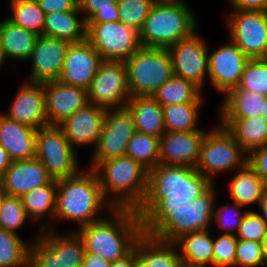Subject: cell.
Returning a JSON list of instances; mask_svg holds the SVG:
<instances>
[{
  "label": "cell",
  "mask_w": 267,
  "mask_h": 267,
  "mask_svg": "<svg viewBox=\"0 0 267 267\" xmlns=\"http://www.w3.org/2000/svg\"><path fill=\"white\" fill-rule=\"evenodd\" d=\"M78 6L86 23L119 21L117 0H78Z\"/></svg>",
  "instance_id": "obj_39"
},
{
  "label": "cell",
  "mask_w": 267,
  "mask_h": 267,
  "mask_svg": "<svg viewBox=\"0 0 267 267\" xmlns=\"http://www.w3.org/2000/svg\"><path fill=\"white\" fill-rule=\"evenodd\" d=\"M213 242L209 230H200L181 235L173 243L185 267L213 266Z\"/></svg>",
  "instance_id": "obj_29"
},
{
  "label": "cell",
  "mask_w": 267,
  "mask_h": 267,
  "mask_svg": "<svg viewBox=\"0 0 267 267\" xmlns=\"http://www.w3.org/2000/svg\"><path fill=\"white\" fill-rule=\"evenodd\" d=\"M214 186L182 210H136L142 220L143 234L173 243L183 234L209 230L214 223Z\"/></svg>",
  "instance_id": "obj_2"
},
{
  "label": "cell",
  "mask_w": 267,
  "mask_h": 267,
  "mask_svg": "<svg viewBox=\"0 0 267 267\" xmlns=\"http://www.w3.org/2000/svg\"><path fill=\"white\" fill-rule=\"evenodd\" d=\"M237 238L235 235L221 234L213 242V267L235 265Z\"/></svg>",
  "instance_id": "obj_46"
},
{
  "label": "cell",
  "mask_w": 267,
  "mask_h": 267,
  "mask_svg": "<svg viewBox=\"0 0 267 267\" xmlns=\"http://www.w3.org/2000/svg\"><path fill=\"white\" fill-rule=\"evenodd\" d=\"M126 107L137 132L157 138L165 132L162 106L152 96L130 97Z\"/></svg>",
  "instance_id": "obj_30"
},
{
  "label": "cell",
  "mask_w": 267,
  "mask_h": 267,
  "mask_svg": "<svg viewBox=\"0 0 267 267\" xmlns=\"http://www.w3.org/2000/svg\"><path fill=\"white\" fill-rule=\"evenodd\" d=\"M206 132L165 131L159 138V164L196 167Z\"/></svg>",
  "instance_id": "obj_18"
},
{
  "label": "cell",
  "mask_w": 267,
  "mask_h": 267,
  "mask_svg": "<svg viewBox=\"0 0 267 267\" xmlns=\"http://www.w3.org/2000/svg\"><path fill=\"white\" fill-rule=\"evenodd\" d=\"M93 170L105 199L113 208L137 210L143 203L148 189V170L133 158L124 155L109 159Z\"/></svg>",
  "instance_id": "obj_4"
},
{
  "label": "cell",
  "mask_w": 267,
  "mask_h": 267,
  "mask_svg": "<svg viewBox=\"0 0 267 267\" xmlns=\"http://www.w3.org/2000/svg\"><path fill=\"white\" fill-rule=\"evenodd\" d=\"M82 13L77 6L74 10L46 14L43 35L66 42L78 43L86 39L87 23L79 18Z\"/></svg>",
  "instance_id": "obj_28"
},
{
  "label": "cell",
  "mask_w": 267,
  "mask_h": 267,
  "mask_svg": "<svg viewBox=\"0 0 267 267\" xmlns=\"http://www.w3.org/2000/svg\"><path fill=\"white\" fill-rule=\"evenodd\" d=\"M184 0H158L140 30L143 47L168 48L197 31L195 13Z\"/></svg>",
  "instance_id": "obj_5"
},
{
  "label": "cell",
  "mask_w": 267,
  "mask_h": 267,
  "mask_svg": "<svg viewBox=\"0 0 267 267\" xmlns=\"http://www.w3.org/2000/svg\"><path fill=\"white\" fill-rule=\"evenodd\" d=\"M110 212L113 206L105 199L93 169L57 181L55 220L76 221L78 228L103 218V208Z\"/></svg>",
  "instance_id": "obj_3"
},
{
  "label": "cell",
  "mask_w": 267,
  "mask_h": 267,
  "mask_svg": "<svg viewBox=\"0 0 267 267\" xmlns=\"http://www.w3.org/2000/svg\"><path fill=\"white\" fill-rule=\"evenodd\" d=\"M156 0H117L119 21L141 30Z\"/></svg>",
  "instance_id": "obj_42"
},
{
  "label": "cell",
  "mask_w": 267,
  "mask_h": 267,
  "mask_svg": "<svg viewBox=\"0 0 267 267\" xmlns=\"http://www.w3.org/2000/svg\"><path fill=\"white\" fill-rule=\"evenodd\" d=\"M69 42L48 37L38 36L34 50L27 59L31 61L29 82L45 83L57 80L61 73Z\"/></svg>",
  "instance_id": "obj_19"
},
{
  "label": "cell",
  "mask_w": 267,
  "mask_h": 267,
  "mask_svg": "<svg viewBox=\"0 0 267 267\" xmlns=\"http://www.w3.org/2000/svg\"><path fill=\"white\" fill-rule=\"evenodd\" d=\"M189 201H169V200H144L137 210H182L187 207Z\"/></svg>",
  "instance_id": "obj_49"
},
{
  "label": "cell",
  "mask_w": 267,
  "mask_h": 267,
  "mask_svg": "<svg viewBox=\"0 0 267 267\" xmlns=\"http://www.w3.org/2000/svg\"><path fill=\"white\" fill-rule=\"evenodd\" d=\"M54 230L53 225L41 226V233L29 243V265L31 267H82L86 250L79 233L70 231L60 234Z\"/></svg>",
  "instance_id": "obj_7"
},
{
  "label": "cell",
  "mask_w": 267,
  "mask_h": 267,
  "mask_svg": "<svg viewBox=\"0 0 267 267\" xmlns=\"http://www.w3.org/2000/svg\"><path fill=\"white\" fill-rule=\"evenodd\" d=\"M12 160L5 150V148L0 144V176L7 170V168L12 164Z\"/></svg>",
  "instance_id": "obj_53"
},
{
  "label": "cell",
  "mask_w": 267,
  "mask_h": 267,
  "mask_svg": "<svg viewBox=\"0 0 267 267\" xmlns=\"http://www.w3.org/2000/svg\"><path fill=\"white\" fill-rule=\"evenodd\" d=\"M110 216L78 228L77 232L87 252L112 262L124 258L134 249L143 228L134 209L113 208Z\"/></svg>",
  "instance_id": "obj_1"
},
{
  "label": "cell",
  "mask_w": 267,
  "mask_h": 267,
  "mask_svg": "<svg viewBox=\"0 0 267 267\" xmlns=\"http://www.w3.org/2000/svg\"><path fill=\"white\" fill-rule=\"evenodd\" d=\"M262 116L267 121V96H266V101H265V104H264Z\"/></svg>",
  "instance_id": "obj_56"
},
{
  "label": "cell",
  "mask_w": 267,
  "mask_h": 267,
  "mask_svg": "<svg viewBox=\"0 0 267 267\" xmlns=\"http://www.w3.org/2000/svg\"><path fill=\"white\" fill-rule=\"evenodd\" d=\"M262 264L266 263L261 243L237 239L235 265L238 267H259Z\"/></svg>",
  "instance_id": "obj_45"
},
{
  "label": "cell",
  "mask_w": 267,
  "mask_h": 267,
  "mask_svg": "<svg viewBox=\"0 0 267 267\" xmlns=\"http://www.w3.org/2000/svg\"><path fill=\"white\" fill-rule=\"evenodd\" d=\"M220 125V126H219ZM206 132L201 145L196 170L214 183L213 176L220 172L242 169L247 164V153L233 136L219 124Z\"/></svg>",
  "instance_id": "obj_9"
},
{
  "label": "cell",
  "mask_w": 267,
  "mask_h": 267,
  "mask_svg": "<svg viewBox=\"0 0 267 267\" xmlns=\"http://www.w3.org/2000/svg\"><path fill=\"white\" fill-rule=\"evenodd\" d=\"M3 64H5V62H4L3 57L1 55V52H0V67L1 66L3 67Z\"/></svg>",
  "instance_id": "obj_58"
},
{
  "label": "cell",
  "mask_w": 267,
  "mask_h": 267,
  "mask_svg": "<svg viewBox=\"0 0 267 267\" xmlns=\"http://www.w3.org/2000/svg\"><path fill=\"white\" fill-rule=\"evenodd\" d=\"M237 88L267 96V59H250Z\"/></svg>",
  "instance_id": "obj_40"
},
{
  "label": "cell",
  "mask_w": 267,
  "mask_h": 267,
  "mask_svg": "<svg viewBox=\"0 0 267 267\" xmlns=\"http://www.w3.org/2000/svg\"><path fill=\"white\" fill-rule=\"evenodd\" d=\"M236 172L229 182V192L233 201L244 207L259 204L266 190L264 181L248 164Z\"/></svg>",
  "instance_id": "obj_32"
},
{
  "label": "cell",
  "mask_w": 267,
  "mask_h": 267,
  "mask_svg": "<svg viewBox=\"0 0 267 267\" xmlns=\"http://www.w3.org/2000/svg\"><path fill=\"white\" fill-rule=\"evenodd\" d=\"M3 200H4V192L0 189V211L2 209Z\"/></svg>",
  "instance_id": "obj_57"
},
{
  "label": "cell",
  "mask_w": 267,
  "mask_h": 267,
  "mask_svg": "<svg viewBox=\"0 0 267 267\" xmlns=\"http://www.w3.org/2000/svg\"><path fill=\"white\" fill-rule=\"evenodd\" d=\"M38 36L6 18L0 21V52L4 62L6 59L27 61L34 50Z\"/></svg>",
  "instance_id": "obj_27"
},
{
  "label": "cell",
  "mask_w": 267,
  "mask_h": 267,
  "mask_svg": "<svg viewBox=\"0 0 267 267\" xmlns=\"http://www.w3.org/2000/svg\"><path fill=\"white\" fill-rule=\"evenodd\" d=\"M44 88L48 125L59 126L89 103L85 88L62 84L57 80L45 82Z\"/></svg>",
  "instance_id": "obj_21"
},
{
  "label": "cell",
  "mask_w": 267,
  "mask_h": 267,
  "mask_svg": "<svg viewBox=\"0 0 267 267\" xmlns=\"http://www.w3.org/2000/svg\"><path fill=\"white\" fill-rule=\"evenodd\" d=\"M87 92L89 103L106 110L126 107L131 97L126 62L102 60Z\"/></svg>",
  "instance_id": "obj_13"
},
{
  "label": "cell",
  "mask_w": 267,
  "mask_h": 267,
  "mask_svg": "<svg viewBox=\"0 0 267 267\" xmlns=\"http://www.w3.org/2000/svg\"><path fill=\"white\" fill-rule=\"evenodd\" d=\"M195 31L191 36L169 46L173 74L193 82L201 90L208 76V49L204 39Z\"/></svg>",
  "instance_id": "obj_15"
},
{
  "label": "cell",
  "mask_w": 267,
  "mask_h": 267,
  "mask_svg": "<svg viewBox=\"0 0 267 267\" xmlns=\"http://www.w3.org/2000/svg\"><path fill=\"white\" fill-rule=\"evenodd\" d=\"M0 144L13 162L35 158L36 129L0 113Z\"/></svg>",
  "instance_id": "obj_24"
},
{
  "label": "cell",
  "mask_w": 267,
  "mask_h": 267,
  "mask_svg": "<svg viewBox=\"0 0 267 267\" xmlns=\"http://www.w3.org/2000/svg\"><path fill=\"white\" fill-rule=\"evenodd\" d=\"M137 264V251L134 248L124 258L111 262L110 267H136Z\"/></svg>",
  "instance_id": "obj_52"
},
{
  "label": "cell",
  "mask_w": 267,
  "mask_h": 267,
  "mask_svg": "<svg viewBox=\"0 0 267 267\" xmlns=\"http://www.w3.org/2000/svg\"><path fill=\"white\" fill-rule=\"evenodd\" d=\"M258 207L261 210V214L258 212V214L263 218V220L266 222L267 224V188L263 193V196L258 204Z\"/></svg>",
  "instance_id": "obj_54"
},
{
  "label": "cell",
  "mask_w": 267,
  "mask_h": 267,
  "mask_svg": "<svg viewBox=\"0 0 267 267\" xmlns=\"http://www.w3.org/2000/svg\"><path fill=\"white\" fill-rule=\"evenodd\" d=\"M267 233V224L255 211L248 210L244 215L235 236L238 240L260 242Z\"/></svg>",
  "instance_id": "obj_44"
},
{
  "label": "cell",
  "mask_w": 267,
  "mask_h": 267,
  "mask_svg": "<svg viewBox=\"0 0 267 267\" xmlns=\"http://www.w3.org/2000/svg\"><path fill=\"white\" fill-rule=\"evenodd\" d=\"M220 124L233 136L248 154L255 148L267 145V121L263 116L220 117Z\"/></svg>",
  "instance_id": "obj_25"
},
{
  "label": "cell",
  "mask_w": 267,
  "mask_h": 267,
  "mask_svg": "<svg viewBox=\"0 0 267 267\" xmlns=\"http://www.w3.org/2000/svg\"><path fill=\"white\" fill-rule=\"evenodd\" d=\"M229 38L249 59H267V11L232 10Z\"/></svg>",
  "instance_id": "obj_12"
},
{
  "label": "cell",
  "mask_w": 267,
  "mask_h": 267,
  "mask_svg": "<svg viewBox=\"0 0 267 267\" xmlns=\"http://www.w3.org/2000/svg\"><path fill=\"white\" fill-rule=\"evenodd\" d=\"M29 247L19 234L0 228V267H26Z\"/></svg>",
  "instance_id": "obj_37"
},
{
  "label": "cell",
  "mask_w": 267,
  "mask_h": 267,
  "mask_svg": "<svg viewBox=\"0 0 267 267\" xmlns=\"http://www.w3.org/2000/svg\"><path fill=\"white\" fill-rule=\"evenodd\" d=\"M53 179L38 158L14 161L0 176V189L10 196L22 197Z\"/></svg>",
  "instance_id": "obj_23"
},
{
  "label": "cell",
  "mask_w": 267,
  "mask_h": 267,
  "mask_svg": "<svg viewBox=\"0 0 267 267\" xmlns=\"http://www.w3.org/2000/svg\"><path fill=\"white\" fill-rule=\"evenodd\" d=\"M27 216L31 220H39L41 217H49L54 220L57 181L35 188L21 197Z\"/></svg>",
  "instance_id": "obj_34"
},
{
  "label": "cell",
  "mask_w": 267,
  "mask_h": 267,
  "mask_svg": "<svg viewBox=\"0 0 267 267\" xmlns=\"http://www.w3.org/2000/svg\"><path fill=\"white\" fill-rule=\"evenodd\" d=\"M11 15L6 19L36 34L43 35L45 14L36 0H11Z\"/></svg>",
  "instance_id": "obj_36"
},
{
  "label": "cell",
  "mask_w": 267,
  "mask_h": 267,
  "mask_svg": "<svg viewBox=\"0 0 267 267\" xmlns=\"http://www.w3.org/2000/svg\"><path fill=\"white\" fill-rule=\"evenodd\" d=\"M219 117H257L263 114L266 96L251 91L230 90L223 98Z\"/></svg>",
  "instance_id": "obj_31"
},
{
  "label": "cell",
  "mask_w": 267,
  "mask_h": 267,
  "mask_svg": "<svg viewBox=\"0 0 267 267\" xmlns=\"http://www.w3.org/2000/svg\"><path fill=\"white\" fill-rule=\"evenodd\" d=\"M135 132L133 116L127 107L107 109L103 129L88 168L94 169L100 162L124 156Z\"/></svg>",
  "instance_id": "obj_14"
},
{
  "label": "cell",
  "mask_w": 267,
  "mask_h": 267,
  "mask_svg": "<svg viewBox=\"0 0 267 267\" xmlns=\"http://www.w3.org/2000/svg\"><path fill=\"white\" fill-rule=\"evenodd\" d=\"M131 97L152 96L173 74L167 48L140 47L127 61Z\"/></svg>",
  "instance_id": "obj_8"
},
{
  "label": "cell",
  "mask_w": 267,
  "mask_h": 267,
  "mask_svg": "<svg viewBox=\"0 0 267 267\" xmlns=\"http://www.w3.org/2000/svg\"><path fill=\"white\" fill-rule=\"evenodd\" d=\"M125 155L149 171L159 164V138L136 131L128 142Z\"/></svg>",
  "instance_id": "obj_38"
},
{
  "label": "cell",
  "mask_w": 267,
  "mask_h": 267,
  "mask_svg": "<svg viewBox=\"0 0 267 267\" xmlns=\"http://www.w3.org/2000/svg\"><path fill=\"white\" fill-rule=\"evenodd\" d=\"M247 164L267 185V145L250 151L247 154Z\"/></svg>",
  "instance_id": "obj_47"
},
{
  "label": "cell",
  "mask_w": 267,
  "mask_h": 267,
  "mask_svg": "<svg viewBox=\"0 0 267 267\" xmlns=\"http://www.w3.org/2000/svg\"><path fill=\"white\" fill-rule=\"evenodd\" d=\"M243 207L244 206L233 202L232 205H220L218 208H216L213 214V221L218 224L217 226L221 228V230H224L222 234L235 235L236 231L239 229L244 215L248 212L247 209L246 211H243ZM227 215L230 219L227 217Z\"/></svg>",
  "instance_id": "obj_43"
},
{
  "label": "cell",
  "mask_w": 267,
  "mask_h": 267,
  "mask_svg": "<svg viewBox=\"0 0 267 267\" xmlns=\"http://www.w3.org/2000/svg\"><path fill=\"white\" fill-rule=\"evenodd\" d=\"M101 61V55L86 39L78 43H71L67 48L57 81L88 89L97 74Z\"/></svg>",
  "instance_id": "obj_17"
},
{
  "label": "cell",
  "mask_w": 267,
  "mask_h": 267,
  "mask_svg": "<svg viewBox=\"0 0 267 267\" xmlns=\"http://www.w3.org/2000/svg\"><path fill=\"white\" fill-rule=\"evenodd\" d=\"M111 261L94 253L85 252L82 267H110Z\"/></svg>",
  "instance_id": "obj_51"
},
{
  "label": "cell",
  "mask_w": 267,
  "mask_h": 267,
  "mask_svg": "<svg viewBox=\"0 0 267 267\" xmlns=\"http://www.w3.org/2000/svg\"><path fill=\"white\" fill-rule=\"evenodd\" d=\"M214 267H238L237 265H220V266H214Z\"/></svg>",
  "instance_id": "obj_59"
},
{
  "label": "cell",
  "mask_w": 267,
  "mask_h": 267,
  "mask_svg": "<svg viewBox=\"0 0 267 267\" xmlns=\"http://www.w3.org/2000/svg\"><path fill=\"white\" fill-rule=\"evenodd\" d=\"M86 40L102 60L126 62L140 47V31L121 21L87 23Z\"/></svg>",
  "instance_id": "obj_11"
},
{
  "label": "cell",
  "mask_w": 267,
  "mask_h": 267,
  "mask_svg": "<svg viewBox=\"0 0 267 267\" xmlns=\"http://www.w3.org/2000/svg\"><path fill=\"white\" fill-rule=\"evenodd\" d=\"M106 112L105 108L88 103L59 126L74 149L84 145H94L95 148L103 129Z\"/></svg>",
  "instance_id": "obj_22"
},
{
  "label": "cell",
  "mask_w": 267,
  "mask_h": 267,
  "mask_svg": "<svg viewBox=\"0 0 267 267\" xmlns=\"http://www.w3.org/2000/svg\"><path fill=\"white\" fill-rule=\"evenodd\" d=\"M35 157L55 181L72 177L81 171L75 149L57 125H46L36 130Z\"/></svg>",
  "instance_id": "obj_10"
},
{
  "label": "cell",
  "mask_w": 267,
  "mask_h": 267,
  "mask_svg": "<svg viewBox=\"0 0 267 267\" xmlns=\"http://www.w3.org/2000/svg\"><path fill=\"white\" fill-rule=\"evenodd\" d=\"M201 103H183L162 106L165 131H198L199 109ZM197 127V128H196Z\"/></svg>",
  "instance_id": "obj_35"
},
{
  "label": "cell",
  "mask_w": 267,
  "mask_h": 267,
  "mask_svg": "<svg viewBox=\"0 0 267 267\" xmlns=\"http://www.w3.org/2000/svg\"><path fill=\"white\" fill-rule=\"evenodd\" d=\"M262 249H263V255L265 259V263L267 265V233L264 236L263 240L261 241Z\"/></svg>",
  "instance_id": "obj_55"
},
{
  "label": "cell",
  "mask_w": 267,
  "mask_h": 267,
  "mask_svg": "<svg viewBox=\"0 0 267 267\" xmlns=\"http://www.w3.org/2000/svg\"><path fill=\"white\" fill-rule=\"evenodd\" d=\"M44 14L58 13L74 10L78 0H36Z\"/></svg>",
  "instance_id": "obj_48"
},
{
  "label": "cell",
  "mask_w": 267,
  "mask_h": 267,
  "mask_svg": "<svg viewBox=\"0 0 267 267\" xmlns=\"http://www.w3.org/2000/svg\"><path fill=\"white\" fill-rule=\"evenodd\" d=\"M213 184L195 167L158 164L148 171V189L144 200H194L204 195Z\"/></svg>",
  "instance_id": "obj_6"
},
{
  "label": "cell",
  "mask_w": 267,
  "mask_h": 267,
  "mask_svg": "<svg viewBox=\"0 0 267 267\" xmlns=\"http://www.w3.org/2000/svg\"><path fill=\"white\" fill-rule=\"evenodd\" d=\"M26 82L18 89L9 112L3 114L37 130L48 125L44 83Z\"/></svg>",
  "instance_id": "obj_20"
},
{
  "label": "cell",
  "mask_w": 267,
  "mask_h": 267,
  "mask_svg": "<svg viewBox=\"0 0 267 267\" xmlns=\"http://www.w3.org/2000/svg\"><path fill=\"white\" fill-rule=\"evenodd\" d=\"M28 216L24 209L21 197L10 196L4 193L2 209L0 211V228L18 234Z\"/></svg>",
  "instance_id": "obj_41"
},
{
  "label": "cell",
  "mask_w": 267,
  "mask_h": 267,
  "mask_svg": "<svg viewBox=\"0 0 267 267\" xmlns=\"http://www.w3.org/2000/svg\"><path fill=\"white\" fill-rule=\"evenodd\" d=\"M136 267H183L179 249L172 242H163L142 234L137 240Z\"/></svg>",
  "instance_id": "obj_26"
},
{
  "label": "cell",
  "mask_w": 267,
  "mask_h": 267,
  "mask_svg": "<svg viewBox=\"0 0 267 267\" xmlns=\"http://www.w3.org/2000/svg\"><path fill=\"white\" fill-rule=\"evenodd\" d=\"M201 89L193 82L173 75L152 97L161 105L202 103Z\"/></svg>",
  "instance_id": "obj_33"
},
{
  "label": "cell",
  "mask_w": 267,
  "mask_h": 267,
  "mask_svg": "<svg viewBox=\"0 0 267 267\" xmlns=\"http://www.w3.org/2000/svg\"><path fill=\"white\" fill-rule=\"evenodd\" d=\"M233 10L267 11V0H228Z\"/></svg>",
  "instance_id": "obj_50"
},
{
  "label": "cell",
  "mask_w": 267,
  "mask_h": 267,
  "mask_svg": "<svg viewBox=\"0 0 267 267\" xmlns=\"http://www.w3.org/2000/svg\"><path fill=\"white\" fill-rule=\"evenodd\" d=\"M250 59L229 38V42L208 53V77L217 92L224 96L236 88Z\"/></svg>",
  "instance_id": "obj_16"
}]
</instances>
